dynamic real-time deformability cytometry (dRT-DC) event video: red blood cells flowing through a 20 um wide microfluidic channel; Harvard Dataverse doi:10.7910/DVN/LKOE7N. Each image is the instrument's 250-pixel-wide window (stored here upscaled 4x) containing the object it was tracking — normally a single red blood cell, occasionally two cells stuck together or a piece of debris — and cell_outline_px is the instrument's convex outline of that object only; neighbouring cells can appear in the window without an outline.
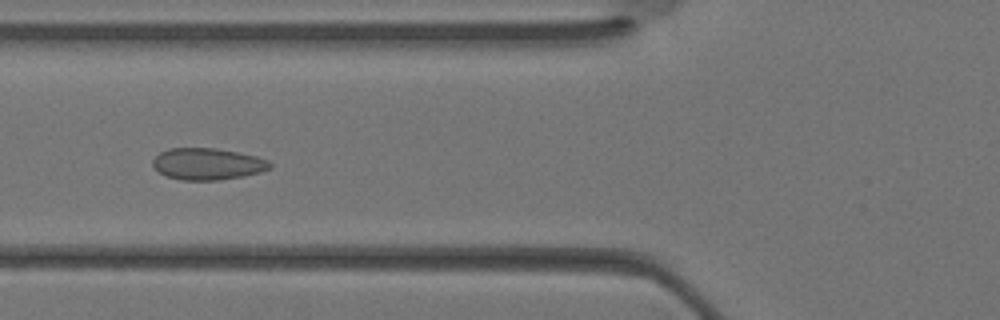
{"species": "Egyptian fruit bat (a non-hibernating species)", "species_latin": "Rousettus aegyptiacus", "temperature_condition": "warm", "stored_images_in_passage": 35, "camera_frame_rate_fps": 3000, "um_per_image_px": 0.085, "animal": {"sex": "female"}, "frame": {"image": 1, "passage_image": 13, "time_ms": 4.0, "image_size_px": [1000, 320], "cell_outline_px": [[272, 168], [260, 172], [244, 176], [216, 180], [180, 180], [164, 176], [152, 164], [152, 160], [160, 152], [168, 148], [216, 148], [256, 156], [268, 160], [272, 164]], "centroid_in_image_um": [17.64, 13.94], "position_along_channel_um": 108.2, "area_um2": 21.68}}
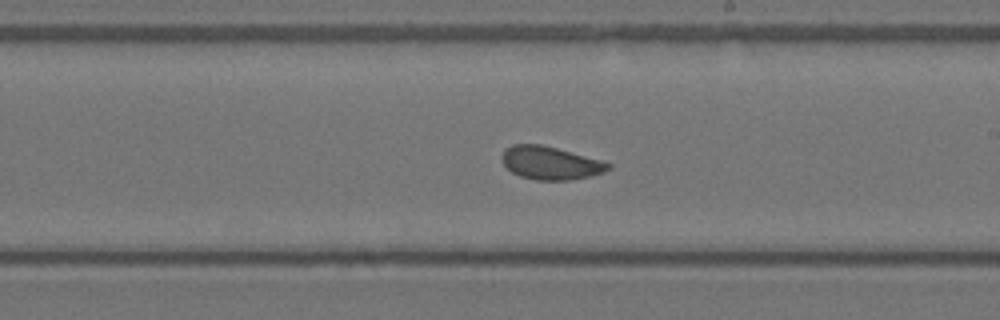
{"frame": {"image": 2, "passage_image": 20, "time_ms": 6.333, "image_size_px": [1000, 320], "cell_outline_px": [[612, 164], [604, 172], [592, 176], [568, 180], [536, 180], [520, 176], [512, 172], [504, 164], [500, 156], [504, 148], [512, 144], [540, 144], [556, 148], [600, 160]], "centroid_in_image_um": [46.74, 13.85], "position_along_channel_um": 242.3, "area_um2": 20.4}}
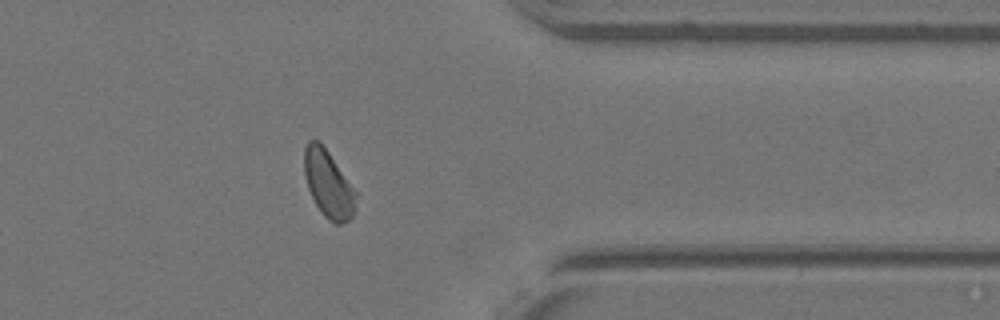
{"frame": {"image": 3, "passage_image": 28, "time_ms": 9.0, "image_size_px": [1000, 320], "cell_outline_px": [[356, 196], [352, 216], [348, 220], [340, 224], [336, 224], [328, 220], [324, 216], [316, 204], [308, 188], [304, 176], [304, 148], [308, 140], [316, 140], [328, 152], [356, 192]], "centroid_in_image_um": [27.88, 15.65], "position_along_channel_um": 383.5, "area_um2": 19.71}}